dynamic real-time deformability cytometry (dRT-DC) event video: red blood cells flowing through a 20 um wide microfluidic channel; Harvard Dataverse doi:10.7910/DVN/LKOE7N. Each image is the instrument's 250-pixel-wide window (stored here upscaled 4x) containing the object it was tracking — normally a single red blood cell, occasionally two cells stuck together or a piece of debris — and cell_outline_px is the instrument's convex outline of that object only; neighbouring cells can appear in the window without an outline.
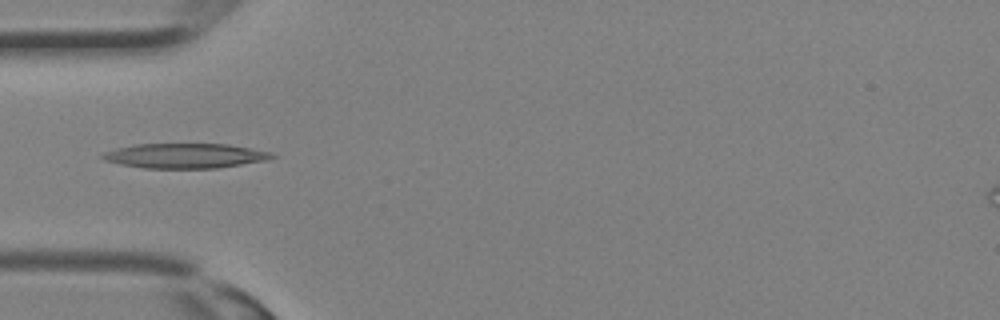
{"species": "Egyptian fruit bat (a non-hibernating species)", "species_latin": "Rousettus aegyptiacus", "temperature_condition": "room temperature", "stored_images_in_passage": 27, "camera_frame_rate_fps": 3000, "um_per_image_px": 0.085, "animal": {"sex": "female"}, "frame": {"image": 1, "passage_image": 7, "time_ms": 2.0, "image_size_px": [1000, 320], "cell_outline_px": [[276, 156], [268, 160], [216, 168], [144, 168], [120, 164], [104, 160], [100, 156], [104, 152], [116, 148], [136, 144], [228, 144], [272, 152]], "centroid_in_image_um": [15.73, 13.24], "position_along_channel_um": 69.3, "area_um2": 24.45}}
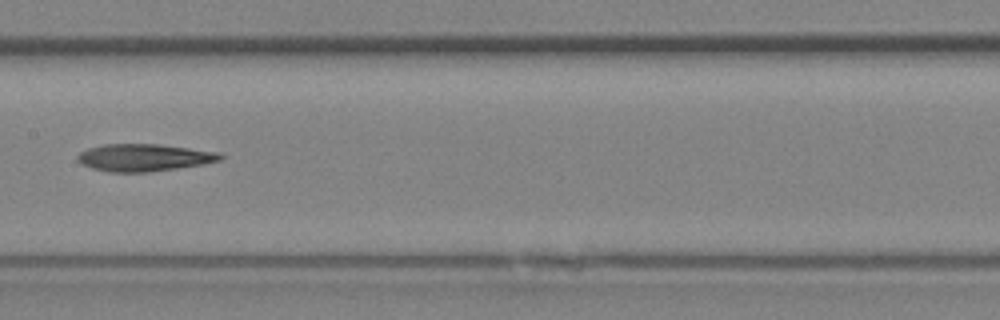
{"frame": {"image": 2, "passage_image": 13, "time_ms": 4.0, "image_size_px": [1000, 320], "cell_outline_px": [[224, 156], [220, 160], [204, 164], [148, 172], [108, 172], [92, 168], [76, 160], [76, 156], [80, 152], [88, 148], [104, 144], [160, 144], [220, 152]], "centroid_in_image_um": [12.25, 13.39], "position_along_channel_um": 195.2, "area_um2": 22.72}}
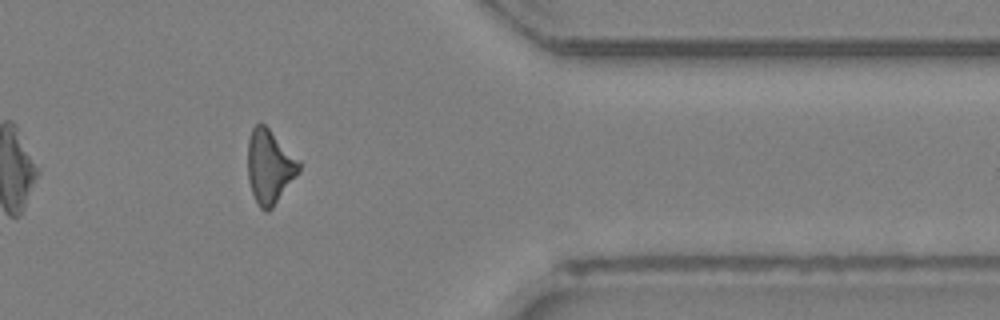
{"frame": {"image": 3, "passage_image": 23, "time_ms": 7.333, "image_size_px": [1000, 320], "cell_outline_px": [[300, 172], [272, 208], [268, 212], [264, 212], [260, 208], [252, 192], [248, 180], [248, 140], [252, 128], [260, 120], [300, 160]], "centroid_in_image_um": [22.92, 14.16], "position_along_channel_um": 388.5, "area_um2": 22.14}}